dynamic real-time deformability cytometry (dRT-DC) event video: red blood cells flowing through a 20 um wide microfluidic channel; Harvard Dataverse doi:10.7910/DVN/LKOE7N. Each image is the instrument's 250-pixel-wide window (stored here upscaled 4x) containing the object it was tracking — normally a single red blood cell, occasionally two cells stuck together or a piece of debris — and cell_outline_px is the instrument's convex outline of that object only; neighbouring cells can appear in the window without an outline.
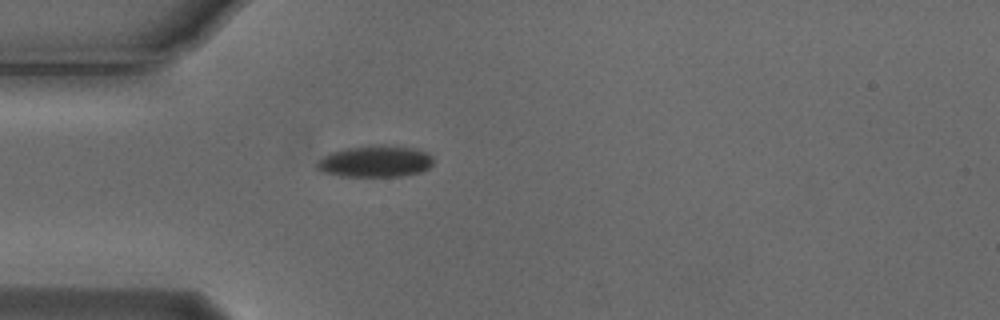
{"species": "Egyptian fruit bat (a non-hibernating species)", "species_latin": "Rousettus aegyptiacus", "temperature_condition": "cold", "stored_images_in_passage": 5, "camera_frame_rate_fps": 3000, "um_per_image_px": 0.085, "animal": {"sex": "male"}, "frame": {"image": 1, "passage_image": 5, "time_ms": 1.333, "image_size_px": [1000, 320], "cell_outline_px": [[432, 164], [428, 168], [420, 172], [400, 176], [340, 176], [324, 172], [316, 168], [316, 164], [324, 156], [332, 152], [348, 148], [380, 144], [416, 148], [428, 152], [432, 156]], "centroid_in_image_um": [31.93, 13.71], "position_along_channel_um": 53.1, "area_um2": 21.33}}